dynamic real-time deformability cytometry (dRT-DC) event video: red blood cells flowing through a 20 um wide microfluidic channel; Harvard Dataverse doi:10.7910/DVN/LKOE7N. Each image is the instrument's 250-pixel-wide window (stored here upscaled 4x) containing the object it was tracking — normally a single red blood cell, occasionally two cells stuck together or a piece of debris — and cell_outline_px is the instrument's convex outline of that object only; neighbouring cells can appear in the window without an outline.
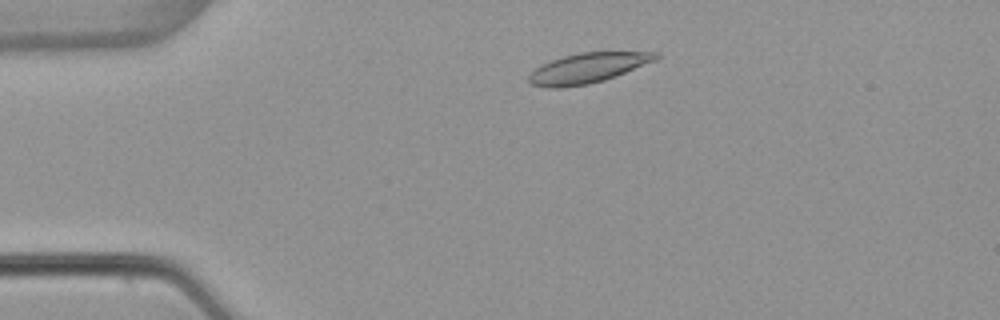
{"species": "common noctule bat (a hibernating species)", "species_latin": "Nyctalus noctula", "temperature_condition": "warm", "stored_images_in_passage": 47, "camera_frame_rate_fps": 3000, "um_per_image_px": 0.085, "animal": {"sex": "female", "body_mass_g": 22.7, "forearm_length_mm": 54.2}, "frame": {"image": 1, "passage_image": 7, "time_ms": 2.0, "image_size_px": [1000, 320], "cell_outline_px": [[660, 56], [656, 60], [616, 76], [604, 80], [588, 84], [560, 88], [552, 88], [532, 84], [528, 80], [528, 76], [536, 68], [552, 60], [564, 56], [580, 52], [660, 52]], "centroid_in_image_um": [49.99, 5.78], "position_along_channel_um": 35.0, "area_um2": 21.96}}
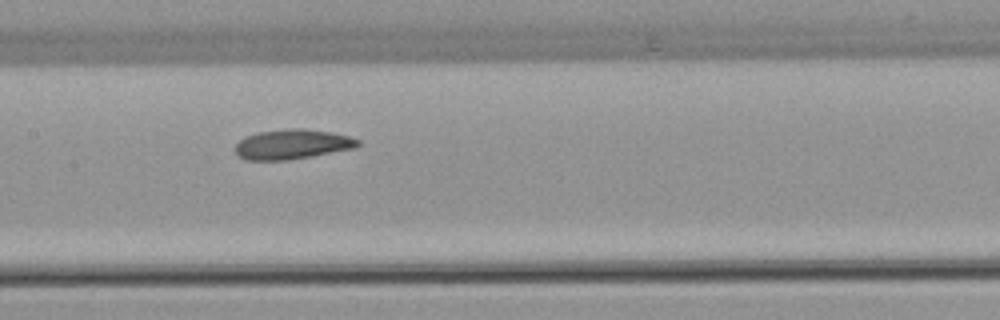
{"frame": {"image": 2, "passage_image": 22, "time_ms": 7.0, "image_size_px": [1000, 320], "cell_outline_px": [[360, 144], [356, 148], [312, 156], [288, 160], [244, 160], [236, 156], [236, 144], [240, 140], [256, 132], [292, 128], [304, 128], [332, 132], [348, 136], [360, 140]], "centroid_in_image_um": [24.85, 12.27], "position_along_channel_um": 182.6, "area_um2": 21.44}}
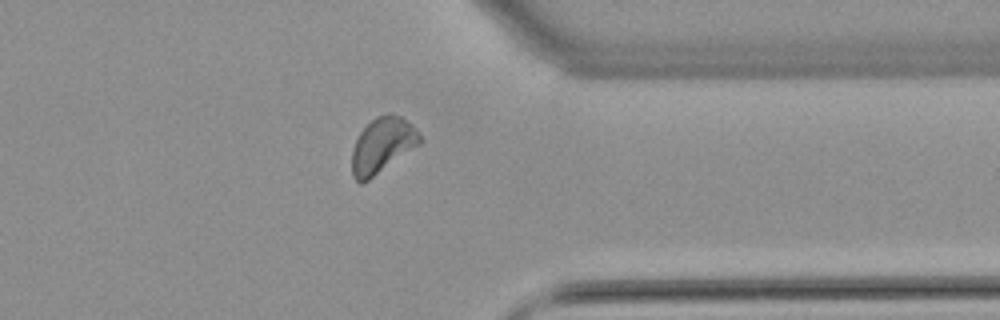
{"frame": {"image": 3, "passage_image": 38, "time_ms": 12.333, "image_size_px": [1000, 320], "cell_outline_px": [[424, 140], [420, 144], [368, 180], [360, 184], [352, 176], [352, 148], [360, 132], [376, 116], [400, 116], [412, 124]], "centroid_in_image_um": [32.49, 12.38], "position_along_channel_um": 378.9, "area_um2": 21.5}}